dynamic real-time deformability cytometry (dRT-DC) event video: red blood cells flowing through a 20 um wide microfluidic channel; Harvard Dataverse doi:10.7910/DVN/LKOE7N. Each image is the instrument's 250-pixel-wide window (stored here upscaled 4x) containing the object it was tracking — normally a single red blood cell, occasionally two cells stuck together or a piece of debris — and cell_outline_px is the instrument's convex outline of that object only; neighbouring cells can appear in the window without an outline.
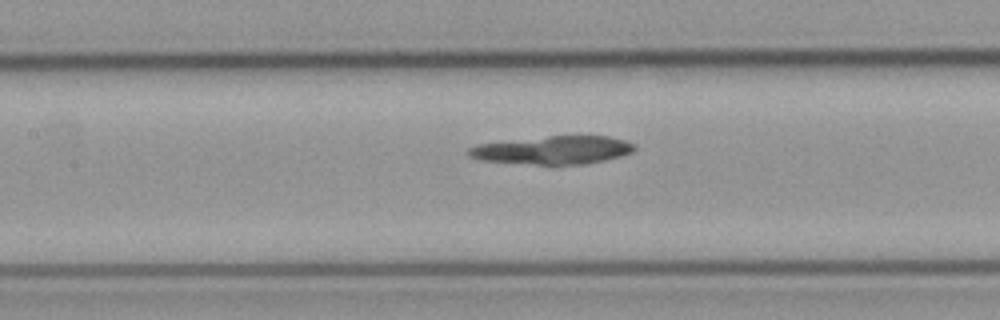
{"species": "common noctule bat (a hibernating species)", "species_latin": "Nyctalus noctula", "temperature_condition": "cold", "stored_images_in_passage": 8, "camera_frame_rate_fps": 3000, "um_per_image_px": 0.085, "animal": {"sex": "male", "body_mass_g": 23.1, "forearm_length_mm": 52.7}, "frame": {"image": 1, "passage_image": 7, "time_ms": 8.667, "image_size_px": [1000, 320], "cell_outline_px": [[636, 148], [632, 152], [620, 156], [604, 160], [584, 164], [536, 164], [480, 160], [468, 156], [468, 148], [476, 144], [548, 136], [608, 136], [624, 140], [632, 144]], "centroid_in_image_um": [46.98, 12.75], "position_along_channel_um": 160.4, "area_um2": 26.88}}